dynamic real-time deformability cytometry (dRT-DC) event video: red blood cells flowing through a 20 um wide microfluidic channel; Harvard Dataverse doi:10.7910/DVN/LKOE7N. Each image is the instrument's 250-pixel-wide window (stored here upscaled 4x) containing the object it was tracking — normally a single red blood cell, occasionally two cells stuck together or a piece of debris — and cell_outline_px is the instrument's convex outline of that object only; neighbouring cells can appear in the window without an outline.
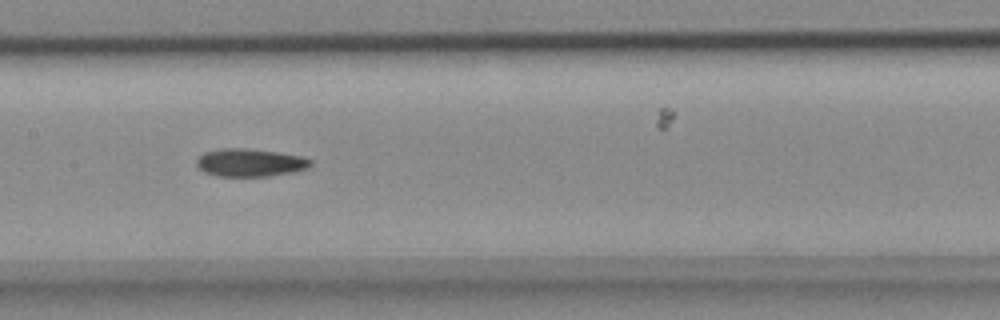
{"species": "common noctule bat (a hibernating species)", "species_latin": "Nyctalus noctula", "temperature_condition": "cold", "stored_images_in_passage": 14, "camera_frame_rate_fps": 3000, "um_per_image_px": 0.085, "animal": {"sex": "female", "body_mass_g": 18.4}, "frame": {"image": 1, "passage_image": 8, "time_ms": 2.333, "image_size_px": [1000, 320], "cell_outline_px": [[312, 164], [308, 168], [292, 172], [268, 176], [216, 176], [204, 172], [196, 164], [196, 160], [204, 152], [220, 148], [244, 148], [280, 152], [304, 156], [312, 160]], "centroid_in_image_um": [21.27, 13.81], "position_along_channel_um": 186.1, "area_um2": 18.67}}
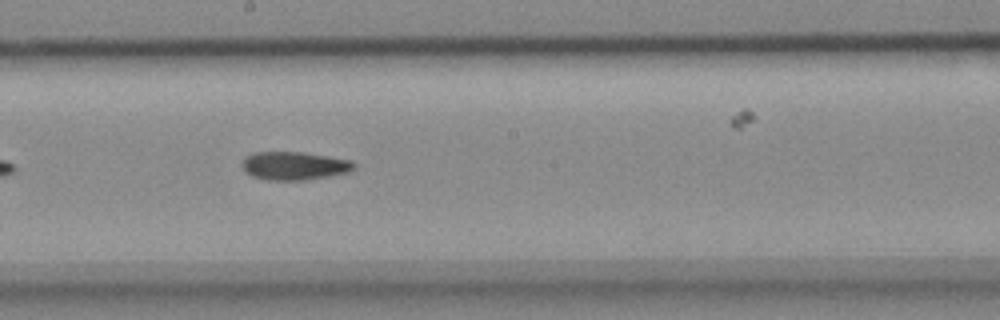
{"frame": {"image": 2, "passage_image": 11, "time_ms": 3.333, "image_size_px": [1000, 320], "cell_outline_px": [[356, 168], [348, 172], [328, 176], [304, 180], [268, 180], [252, 176], [244, 172], [240, 164], [244, 156], [252, 152], [304, 152], [352, 160], [356, 164]], "centroid_in_image_um": [24.97, 14.08], "position_along_channel_um": 223.2, "area_um2": 18.73}}